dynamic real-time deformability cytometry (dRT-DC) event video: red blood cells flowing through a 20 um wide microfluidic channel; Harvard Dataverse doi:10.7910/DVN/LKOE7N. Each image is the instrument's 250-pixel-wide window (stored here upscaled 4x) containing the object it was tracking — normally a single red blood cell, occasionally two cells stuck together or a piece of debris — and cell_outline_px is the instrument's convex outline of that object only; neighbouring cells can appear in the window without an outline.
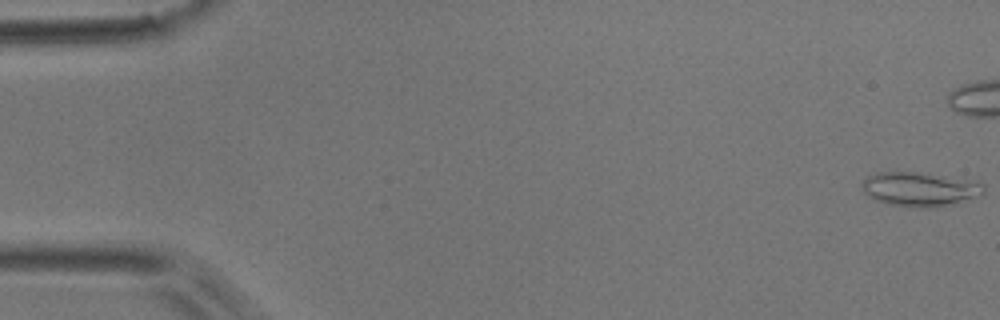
{"species": "common noctule bat (a hibernating species)", "species_latin": "Nyctalus noctula", "temperature_condition": "room temperature", "stored_images_in_passage": 10, "camera_frame_rate_fps": 3000, "um_per_image_px": 0.085, "animal": {"sex": "male", "body_mass_g": 17.9}, "frame": {"image": 1, "passage_image": 1, "time_ms": 0.0, "image_size_px": [1000, 320], "cell_outline_px": [[984, 192], [956, 204], [936, 208], [920, 208], [888, 204], [872, 200], [864, 192], [864, 180], [868, 176], [880, 172], [912, 172], [984, 184]], "centroid_in_image_um": [78.12, 16.12], "position_along_channel_um": 6.9, "area_um2": 23.58}}